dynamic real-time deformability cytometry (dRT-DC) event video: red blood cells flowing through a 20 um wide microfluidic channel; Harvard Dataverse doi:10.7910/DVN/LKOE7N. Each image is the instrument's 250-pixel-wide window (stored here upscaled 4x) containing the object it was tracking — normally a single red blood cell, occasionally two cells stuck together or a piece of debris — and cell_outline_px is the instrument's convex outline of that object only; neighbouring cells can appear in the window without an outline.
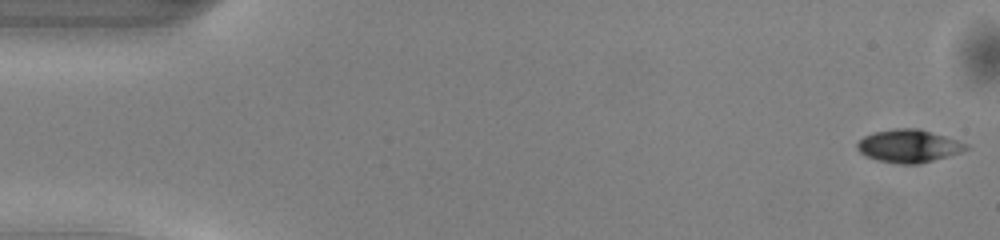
{"species": "common noctule bat (a hibernating species)", "species_latin": "Nyctalus noctula", "temperature_condition": "warm", "stored_images_in_passage": 50, "camera_frame_rate_fps": 3000, "um_per_image_px": 0.085, "animal": {"sex": "male", "body_mass_g": 13.0, "forearm_length_mm": 53.1}, "frame": {"image": 1, "passage_image": 1, "time_ms": 0.0, "image_size_px": [1000, 240], "cell_outline_px": [[968, 148], [960, 152], [920, 164], [896, 164], [876, 160], [864, 156], [856, 148], [856, 144], [864, 136], [872, 132], [896, 128], [920, 128], [968, 144]], "centroid_in_image_um": [77.18, 12.41], "position_along_channel_um": 7.8, "area_um2": 20.92}}
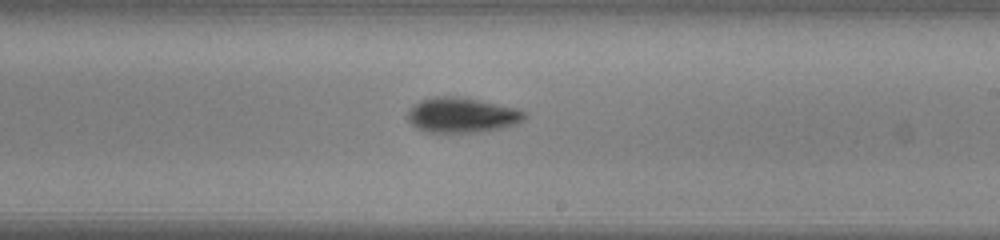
{"frame": {"image": 2, "passage_image": 29, "time_ms": 9.333, "image_size_px": [1000, 240], "cell_outline_px": [[528, 116], [524, 120], [516, 124], [500, 128], [480, 132], [424, 132], [416, 128], [408, 120], [408, 112], [420, 100], [432, 96], [464, 96], [520, 108], [528, 112]], "centroid_in_image_um": [39.33, 9.76], "position_along_channel_um": 249.7, "area_um2": 24.39}}
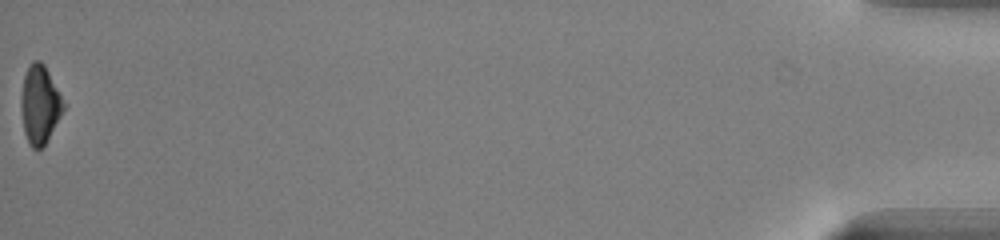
{"frame": {"image": 3, "passage_image": 50, "time_ms": 16.333, "image_size_px": [1000, 240], "cell_outline_px": [[68, 104], [44, 144], [40, 148], [32, 148], [28, 144], [24, 132], [20, 104], [20, 100], [24, 76], [32, 60], [40, 60], [44, 64]], "centroid_in_image_um": [3.41, 8.86], "position_along_channel_um": 431.8, "area_um2": 19.59}, "authors_computed_cell_mechanics": {"area_um2": 21.5883, "velocity_mm_per_s": 4.1187, "shape_relaxation_time_tau1_ms": 1.9951, "shape_relaxation_time_tau2_ms": 6.8943, "deformation_change_tau1": 0.1371, "deformation_change_tau2": 0.1422}}